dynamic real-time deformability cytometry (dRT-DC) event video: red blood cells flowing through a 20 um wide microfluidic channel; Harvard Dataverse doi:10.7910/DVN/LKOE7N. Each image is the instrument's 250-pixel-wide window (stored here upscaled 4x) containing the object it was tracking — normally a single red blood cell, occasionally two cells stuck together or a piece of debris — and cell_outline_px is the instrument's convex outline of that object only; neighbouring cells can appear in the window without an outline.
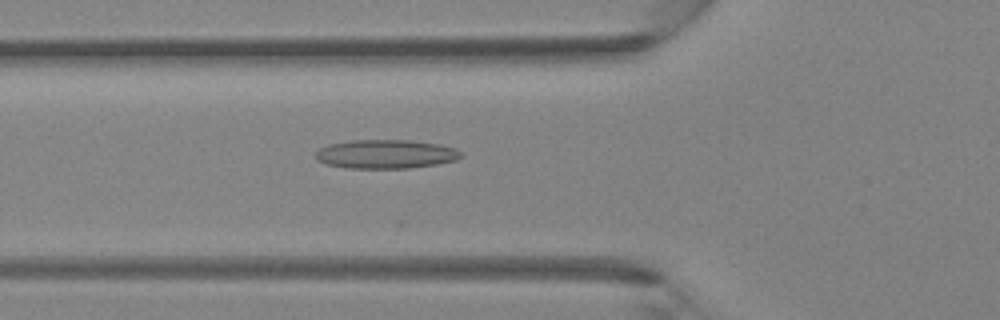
{"species": "Egyptian fruit bat (a non-hibernating species)", "species_latin": "Rousettus aegyptiacus", "temperature_condition": "room temperature", "stored_images_in_passage": 32, "camera_frame_rate_fps": 3000, "um_per_image_px": 0.085, "animal": {"sex": "female"}, "frame": {"image": 1, "passage_image": 4, "time_ms": 1.0, "image_size_px": [1000, 320], "cell_outline_px": [[464, 156], [456, 160], [436, 164], [408, 168], [348, 168], [328, 164], [316, 160], [316, 152], [320, 148], [328, 144], [352, 140], [408, 140], [440, 144], [456, 148]], "centroid_in_image_um": [32.81, 13.09], "position_along_channel_um": 93.0, "area_um2": 24.45}}
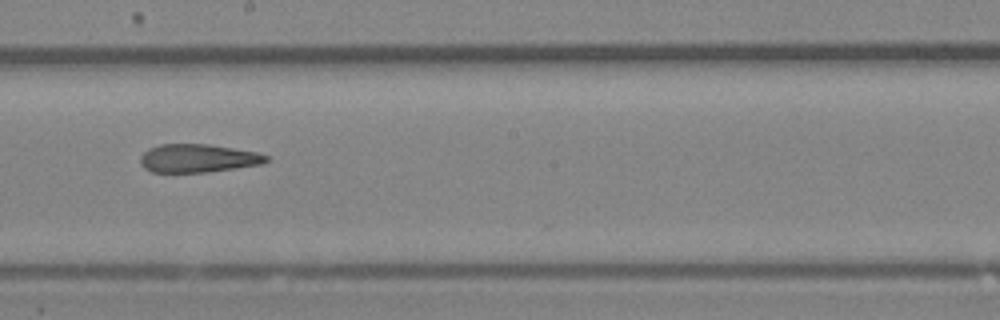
{"frame": {"image": 2, "passage_image": 13, "time_ms": 4.0, "image_size_px": [1000, 320], "cell_outline_px": [[268, 160], [264, 164], [208, 172], [152, 172], [144, 168], [140, 164], [140, 156], [148, 148], [160, 144], [208, 144], [256, 152], [268, 156]], "centroid_in_image_um": [16.81, 13.45], "position_along_channel_um": 231.4, "area_um2": 20.81}}
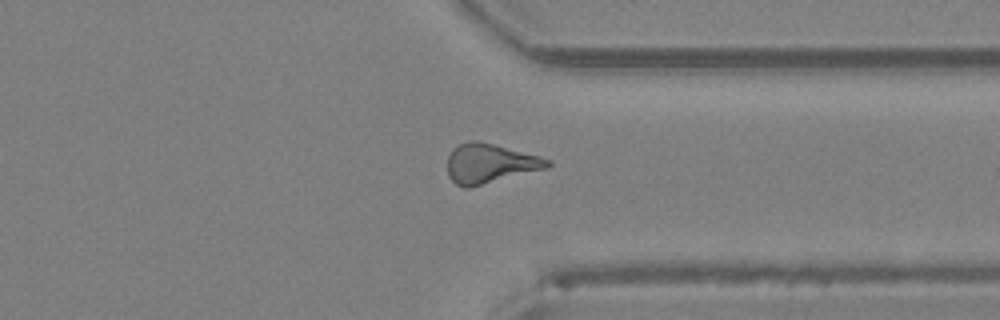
{"frame": {"image": 3, "passage_image": 22, "time_ms": 7.0, "image_size_px": [1000, 320], "cell_outline_px": [[552, 164], [548, 168], [468, 188], [464, 188], [456, 184], [448, 176], [448, 156], [452, 148], [456, 144], [472, 140], [476, 140], [540, 156], [552, 160]], "centroid_in_image_um": [41.64, 13.89], "position_along_channel_um": 369.8, "area_um2": 23.06}}